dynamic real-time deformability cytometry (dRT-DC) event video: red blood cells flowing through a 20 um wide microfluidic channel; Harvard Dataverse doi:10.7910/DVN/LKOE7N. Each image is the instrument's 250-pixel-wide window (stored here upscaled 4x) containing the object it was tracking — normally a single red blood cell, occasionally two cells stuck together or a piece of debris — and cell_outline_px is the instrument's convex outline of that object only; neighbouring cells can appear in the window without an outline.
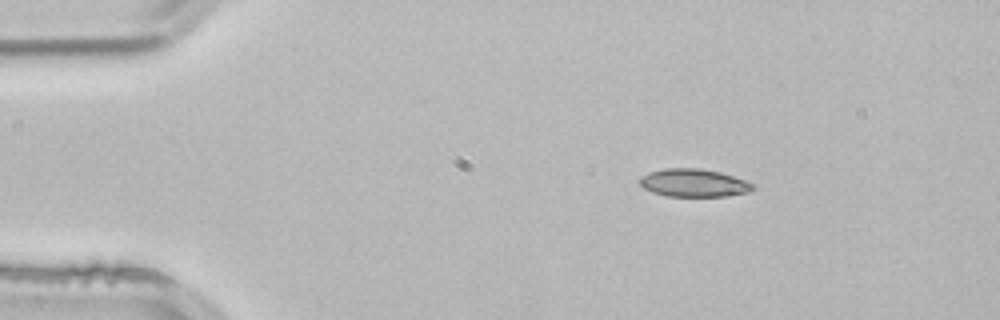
{"species": "common noctule bat (a hibernating species)", "species_latin": "Nyctalus noctula", "temperature_condition": "room temperature", "stored_images_in_passage": 3, "camera_frame_rate_fps": 3000, "um_per_image_px": 0.085, "animal": {"sex": "male", "body_mass_g": 21.5, "forearm_length_mm": 52.0}, "frame": {"image": 1, "passage_image": 1, "time_ms": 0.0, "image_size_px": [1000, 320], "cell_outline_px": [[756, 188], [748, 192], [728, 196], [668, 196], [652, 192], [644, 188], [640, 184], [640, 176], [648, 172], [664, 168], [700, 168], [720, 172], [756, 184]], "centroid_in_image_um": [58.98, 15.54], "position_along_channel_um": 26.0, "area_um2": 18.5}}
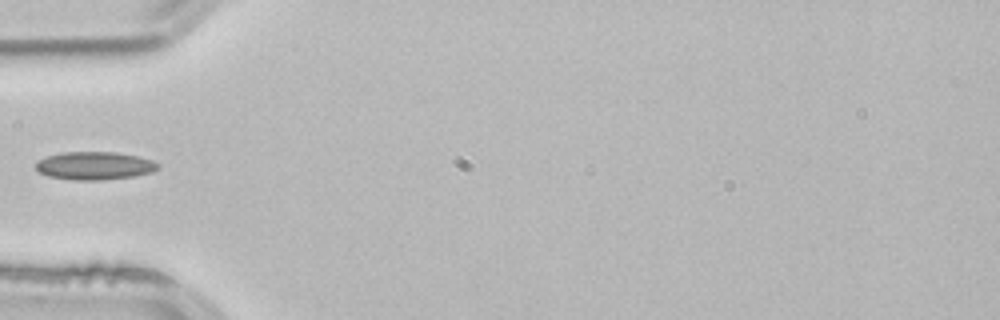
{"frame": {"image": 2, "passage_image": 3, "time_ms": 0.667, "image_size_px": [1000, 320], "cell_outline_px": [[160, 168], [152, 172], [132, 176], [104, 180], [72, 180], [48, 176], [40, 172], [36, 168], [36, 160], [48, 156], [64, 152], [116, 152], [136, 156], [152, 160], [160, 164]], "centroid_in_image_um": [8.04, 14.09], "position_along_channel_um": 77.0, "area_um2": 19.94}}